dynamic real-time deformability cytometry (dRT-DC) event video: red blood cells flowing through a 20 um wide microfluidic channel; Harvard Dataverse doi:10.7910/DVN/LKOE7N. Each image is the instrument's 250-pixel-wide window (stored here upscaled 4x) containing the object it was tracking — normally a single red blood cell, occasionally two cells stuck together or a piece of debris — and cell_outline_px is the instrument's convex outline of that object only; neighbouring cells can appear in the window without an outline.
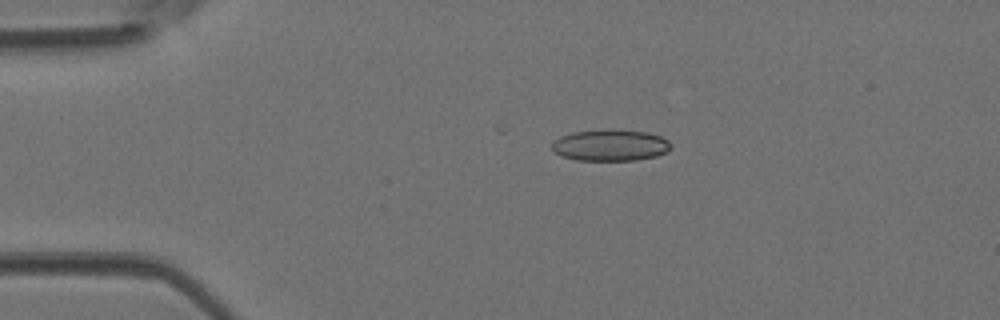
{"species": "Egyptian fruit bat (a non-hibernating species)", "species_latin": "Rousettus aegyptiacus", "temperature_condition": "room temperature", "stored_images_in_passage": 29, "camera_frame_rate_fps": 3000, "um_per_image_px": 0.085, "animal": {"sex": "female"}, "frame": {"image": 1, "passage_image": 8, "time_ms": 2.333, "image_size_px": [1000, 320], "cell_outline_px": [[672, 144], [668, 152], [656, 156], [636, 160], [576, 160], [560, 156], [552, 148], [552, 144], [560, 136], [572, 132], [608, 128], [612, 128], [648, 132], [660, 136], [668, 140]], "centroid_in_image_um": [51.9, 12.33], "position_along_channel_um": 33.1, "area_um2": 22.14}}
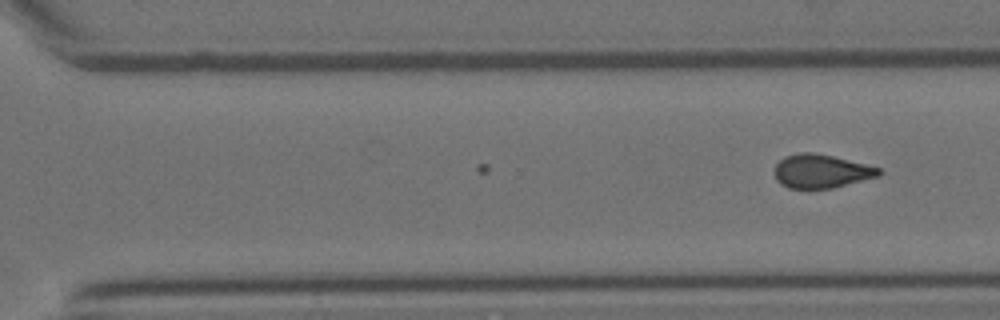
{"frame": {"image": 2, "passage_image": 29, "time_ms": 9.333, "image_size_px": [1000, 320], "cell_outline_px": [[884, 172], [880, 176], [832, 188], [788, 188], [780, 184], [776, 180], [776, 164], [784, 156], [800, 152], [816, 152], [880, 168]], "centroid_in_image_um": [69.81, 14.55], "position_along_channel_um": 300.8, "area_um2": 20.4}}